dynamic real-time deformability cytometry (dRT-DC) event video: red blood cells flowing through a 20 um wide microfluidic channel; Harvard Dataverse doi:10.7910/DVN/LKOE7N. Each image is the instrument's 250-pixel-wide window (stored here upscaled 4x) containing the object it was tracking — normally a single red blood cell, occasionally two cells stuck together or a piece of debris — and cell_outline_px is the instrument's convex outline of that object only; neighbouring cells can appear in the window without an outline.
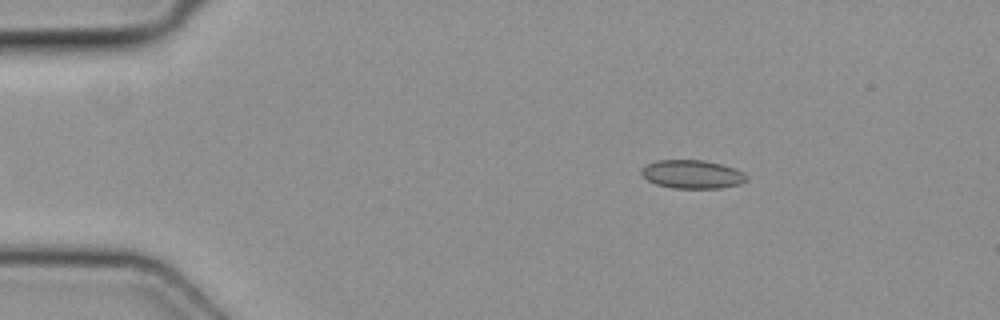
{"species": "common noctule bat (a hibernating species)", "species_latin": "Nyctalus noctula", "temperature_condition": "cold", "stored_images_in_passage": 48, "camera_frame_rate_fps": 3000, "um_per_image_px": 0.085, "animal": {"sex": "female", "body_mass_g": 19.3, "forearm_length_mm": 54.1}, "frame": {"image": 1, "passage_image": 7, "time_ms": 2.0, "image_size_px": [1000, 320], "cell_outline_px": [[748, 180], [740, 184], [720, 188], [672, 188], [656, 184], [648, 180], [640, 172], [648, 164], [656, 160], [704, 160], [720, 164], [744, 172], [748, 176]], "centroid_in_image_um": [58.87, 14.82], "position_along_channel_um": 26.1, "area_um2": 17.34}}
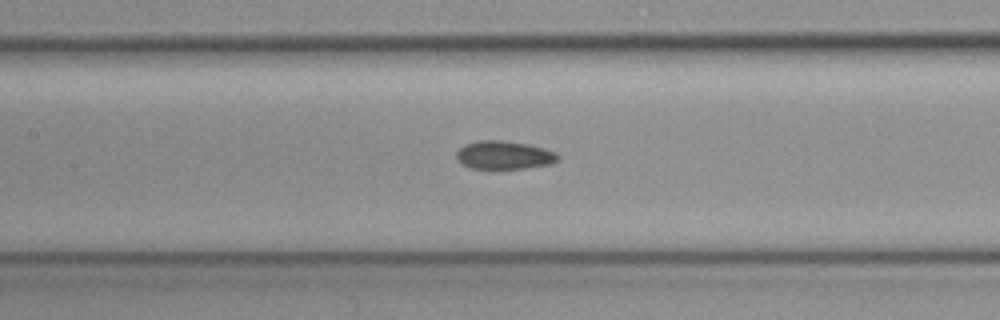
{"frame": {"image": 2, "passage_image": 22, "time_ms": 7.0, "image_size_px": [1000, 320], "cell_outline_px": [[560, 156], [552, 164], [524, 168], [472, 168], [460, 164], [456, 160], [456, 152], [464, 144], [480, 140], [500, 140], [528, 144], [544, 148], [556, 152]], "centroid_in_image_um": [42.82, 13.18], "position_along_channel_um": 164.6, "area_um2": 16.76}}
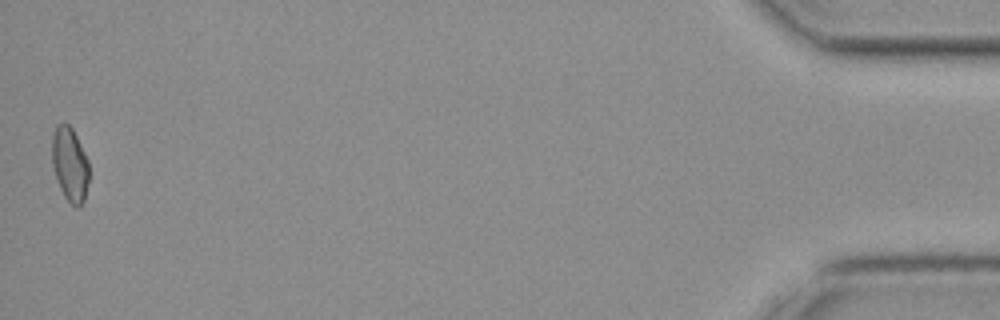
{"frame": {"image": 3, "passage_image": 48, "time_ms": 15.667, "image_size_px": [1000, 320], "cell_outline_px": [[88, 180], [84, 200], [80, 208], [76, 208], [64, 196], [60, 188], [52, 164], [52, 136], [56, 124], [68, 124], [72, 128], [88, 160]], "centroid_in_image_um": [5.93, 13.97], "position_along_channel_um": 429.3, "area_um2": 15.84}}